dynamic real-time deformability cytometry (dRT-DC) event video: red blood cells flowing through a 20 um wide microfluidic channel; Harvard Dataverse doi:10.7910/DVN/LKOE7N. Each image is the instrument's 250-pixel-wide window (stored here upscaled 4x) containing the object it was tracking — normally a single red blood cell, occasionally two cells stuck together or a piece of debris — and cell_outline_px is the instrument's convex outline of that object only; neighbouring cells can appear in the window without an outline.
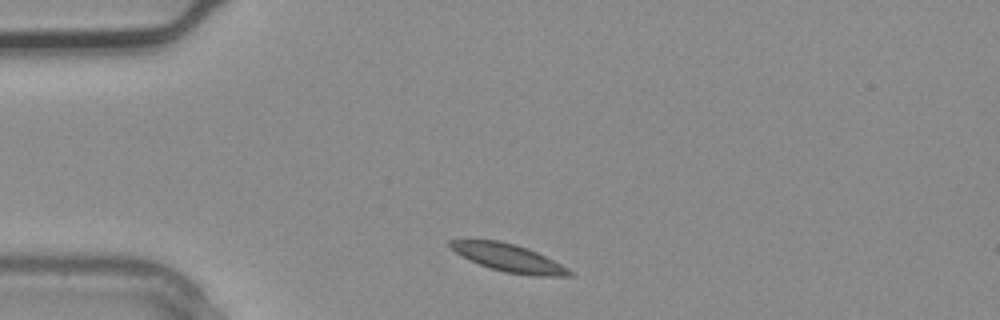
{"species": "common noctule bat (a hibernating species)", "species_latin": "Nyctalus noctula", "temperature_condition": "warm", "stored_images_in_passage": 3, "camera_frame_rate_fps": 3000, "um_per_image_px": 0.085, "animal": {"sex": "male", "body_mass_g": 20.4}, "frame": {"image": 1, "passage_image": 3, "time_ms": 0.667, "image_size_px": [1000, 320], "cell_outline_px": [[572, 276], [536, 276], [504, 272], [480, 264], [456, 252], [448, 244], [448, 240], [500, 240], [516, 244], [528, 248], [568, 268], [572, 272]], "centroid_in_image_um": [43.26, 21.91], "position_along_channel_um": 41.7, "area_um2": 18.84}}